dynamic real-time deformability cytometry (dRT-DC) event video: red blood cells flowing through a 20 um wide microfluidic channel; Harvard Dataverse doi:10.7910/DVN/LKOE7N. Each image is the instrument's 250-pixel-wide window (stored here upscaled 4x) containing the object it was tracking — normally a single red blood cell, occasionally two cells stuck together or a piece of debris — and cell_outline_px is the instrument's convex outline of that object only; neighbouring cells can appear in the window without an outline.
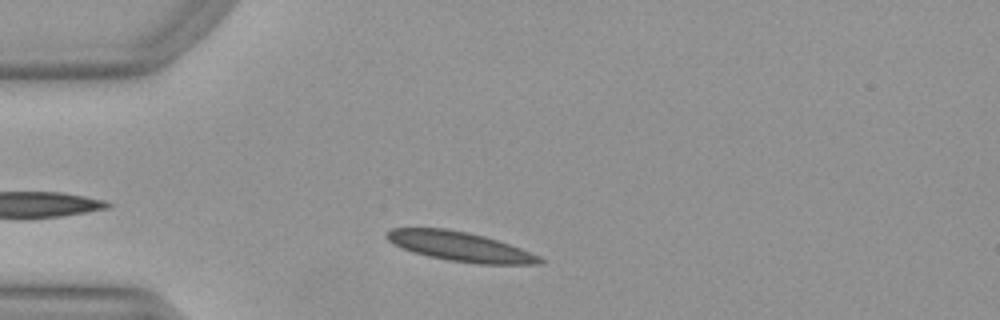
{"species": "Egyptian fruit bat (a non-hibernating species)", "species_latin": "Rousettus aegyptiacus", "temperature_condition": "warm", "stored_images_in_passage": 34, "camera_frame_rate_fps": 3000, "um_per_image_px": 0.085, "animal": {"sex": "female"}, "frame": {"image": 1, "passage_image": 5, "time_ms": 1.333, "image_size_px": [1000, 320], "cell_outline_px": [[544, 260], [540, 264], [476, 264], [448, 260], [428, 256], [412, 252], [388, 240], [384, 236], [392, 228], [448, 228], [468, 232], [484, 236], [520, 248], [540, 256]], "centroid_in_image_um": [39.11, 20.96], "position_along_channel_um": 45.9, "area_um2": 26.07}}
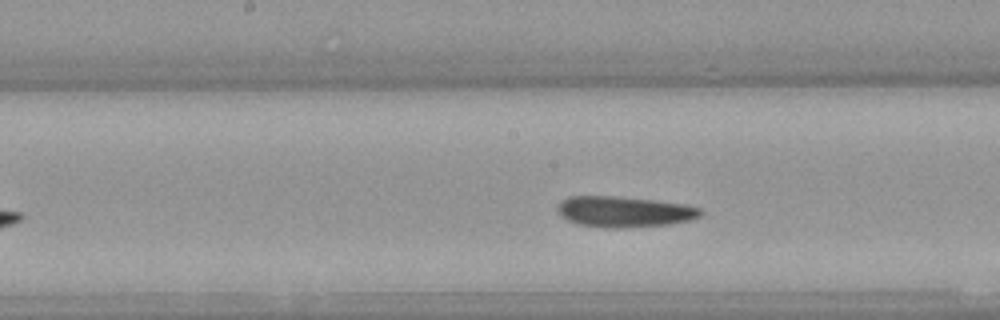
{"frame": {"image": 2, "passage_image": 18, "time_ms": 5.667, "image_size_px": [1000, 320], "cell_outline_px": [[704, 212], [700, 216], [688, 220], [668, 224], [624, 228], [604, 228], [576, 224], [560, 216], [556, 208], [564, 200], [572, 196], [612, 196], [652, 200], [684, 204], [700, 208]], "centroid_in_image_um": [53.04, 18.01], "position_along_channel_um": 195.2, "area_um2": 25.55}}
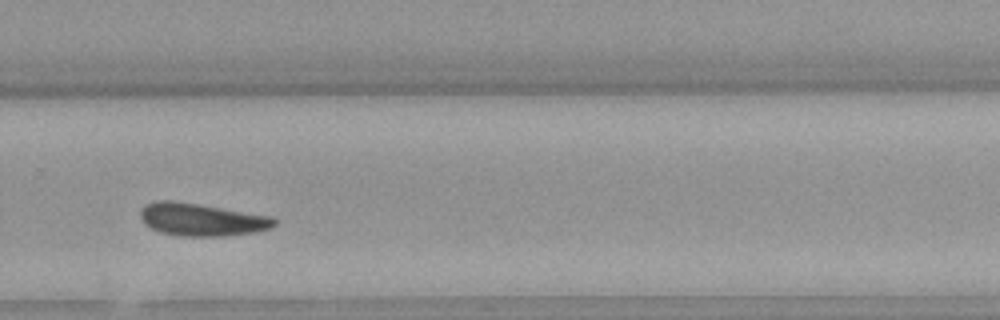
{"frame": {"image": 3, "passage_image": 27, "time_ms": 8.667, "image_size_px": [1000, 320], "cell_outline_px": [[276, 224], [272, 228], [252, 232], [224, 236], [180, 236], [160, 232], [144, 224], [140, 216], [140, 212], [148, 204], [160, 200], [168, 200], [196, 204], [272, 216], [276, 220]], "centroid_in_image_um": [17.15, 18.68], "position_along_channel_um": 312.6, "area_um2": 25.09}, "authors_computed_cell_mechanics": {"area_um2": 25.0852, "velocity_mm_per_s": 3.9267, "shape_relaxation_time_tau1_ms": null, "shape_relaxation_time_tau2_ms": 8.2594, "deformation_change_tau1": null, "deformation_change_tau2": 0.1331}}